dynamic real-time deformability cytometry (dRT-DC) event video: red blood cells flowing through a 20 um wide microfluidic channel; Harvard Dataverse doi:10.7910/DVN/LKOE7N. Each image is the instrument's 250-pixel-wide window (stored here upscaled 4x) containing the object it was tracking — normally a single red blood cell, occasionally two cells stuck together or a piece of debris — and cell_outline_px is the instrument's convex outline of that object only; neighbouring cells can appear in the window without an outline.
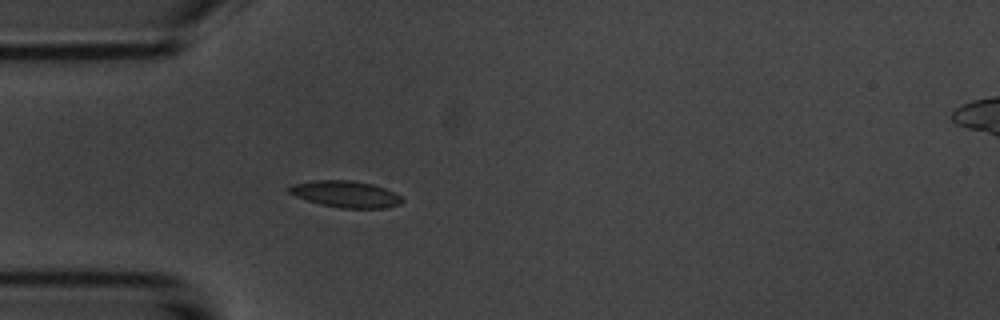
{"species": "common noctule bat (a hibernating species)", "species_latin": "Nyctalus noctula", "temperature_condition": "room temperature", "stored_images_in_passage": 3, "camera_frame_rate_fps": 3000, "um_per_image_px": 0.085, "animal": {"sex": "male", "body_mass_g": 20.1, "forearm_length_mm": 53.5}, "frame": {"image": 1, "passage_image": 3, "time_ms": 3.0, "image_size_px": [1000, 320], "cell_outline_px": [[404, 200], [400, 204], [384, 208], [340, 208], [320, 204], [296, 196], [288, 192], [284, 188], [292, 184], [312, 180], [352, 180], [372, 184], [396, 192]], "centroid_in_image_um": [29.36, 16.49], "position_along_channel_um": 55.6, "area_um2": 17.63}}